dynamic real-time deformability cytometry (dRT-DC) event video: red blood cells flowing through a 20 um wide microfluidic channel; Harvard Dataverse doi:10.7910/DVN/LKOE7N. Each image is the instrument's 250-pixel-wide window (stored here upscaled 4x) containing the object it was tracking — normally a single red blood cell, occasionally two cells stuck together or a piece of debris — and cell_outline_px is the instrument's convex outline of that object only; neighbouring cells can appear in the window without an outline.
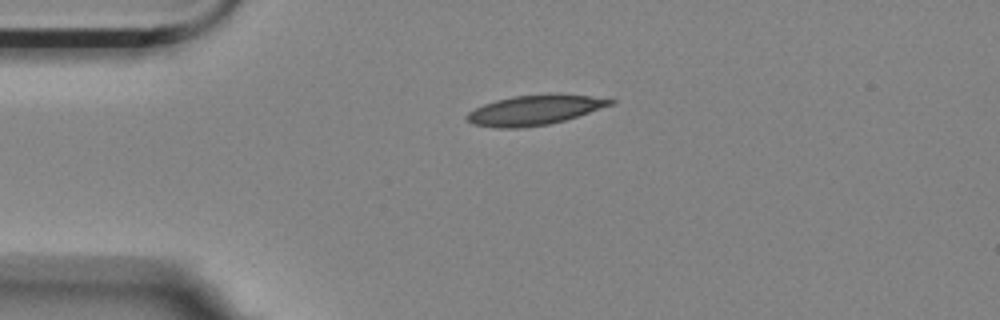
{"species": "Egyptian fruit bat (a non-hibernating species)", "species_latin": "Rousettus aegyptiacus", "temperature_condition": "room temperature", "stored_images_in_passage": 2, "camera_frame_rate_fps": 3000, "um_per_image_px": 0.085, "animal": {"sex": "female"}, "frame": {"image": 1, "passage_image": 1, "time_ms": 0.0, "image_size_px": [1000, 320], "cell_outline_px": [[616, 104], [564, 120], [548, 124], [520, 128], [496, 128], [472, 124], [464, 116], [468, 112], [484, 104], [496, 100], [512, 96], [548, 92], [556, 92], [592, 96], [616, 100]], "centroid_in_image_um": [45.47, 9.32], "position_along_channel_um": 39.5, "area_um2": 25.49}}